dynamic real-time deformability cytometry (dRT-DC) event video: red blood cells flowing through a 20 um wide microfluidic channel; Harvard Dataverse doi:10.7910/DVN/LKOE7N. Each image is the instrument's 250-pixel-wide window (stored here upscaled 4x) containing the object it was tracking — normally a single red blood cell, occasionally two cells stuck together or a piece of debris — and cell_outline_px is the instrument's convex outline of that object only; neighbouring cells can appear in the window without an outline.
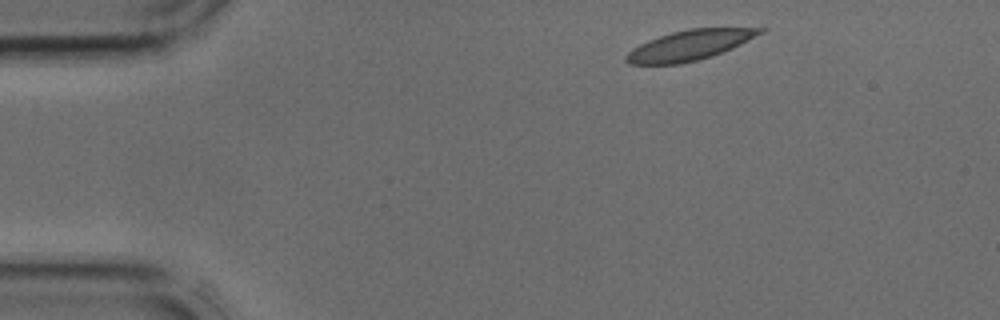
{"species": "common noctule bat (a hibernating species)", "species_latin": "Nyctalus noctula", "temperature_condition": "cold", "stored_images_in_passage": 4, "camera_frame_rate_fps": 3000, "um_per_image_px": 0.085, "animal": {"sex": "male", "body_mass_g": 17.9, "forearm_length_mm": 54.2}, "frame": {"image": 1, "passage_image": 1, "time_ms": 0.0, "image_size_px": [1000, 320], "cell_outline_px": [[768, 28], [764, 32], [732, 48], [712, 56], [700, 60], [680, 64], [628, 64], [624, 60], [624, 56], [628, 52], [640, 44], [648, 40], [672, 32], [688, 28]], "centroid_in_image_um": [58.6, 3.85], "position_along_channel_um": 26.4, "area_um2": 23.41}}